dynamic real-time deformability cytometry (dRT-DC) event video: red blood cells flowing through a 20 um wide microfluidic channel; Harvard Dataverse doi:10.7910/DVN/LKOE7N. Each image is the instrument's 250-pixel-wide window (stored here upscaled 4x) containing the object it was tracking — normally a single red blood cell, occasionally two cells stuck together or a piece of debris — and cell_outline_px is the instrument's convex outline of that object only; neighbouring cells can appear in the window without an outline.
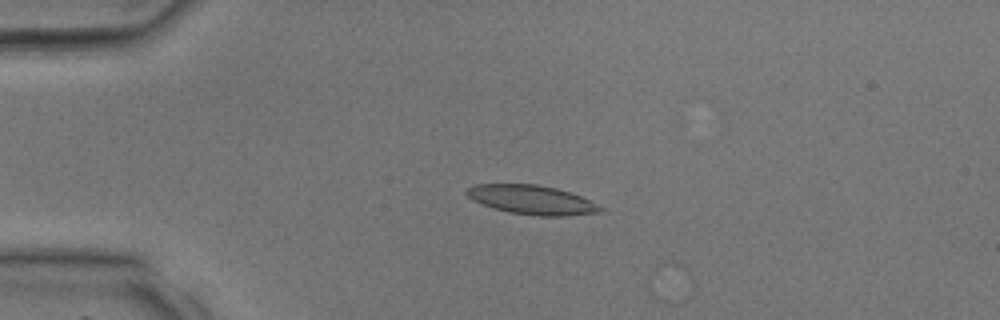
{"species": "common noctule bat (a hibernating species)", "species_latin": "Nyctalus noctula", "temperature_condition": "room temperature", "stored_images_in_passage": 16, "camera_frame_rate_fps": 3000, "um_per_image_px": 0.085, "animal": {"sex": "male", "body_mass_g": 17.9, "forearm_length_mm": 54.2}, "frame": {"image": 1, "passage_image": 1, "time_ms": 0.0, "image_size_px": [1000, 320], "cell_outline_px": [[604, 208], [600, 212], [564, 216], [536, 216], [508, 212], [472, 200], [464, 192], [468, 188], [476, 184], [536, 184], [556, 188], [580, 196]], "centroid_in_image_um": [45.19, 16.98], "position_along_channel_um": 39.8, "area_um2": 22.43}}
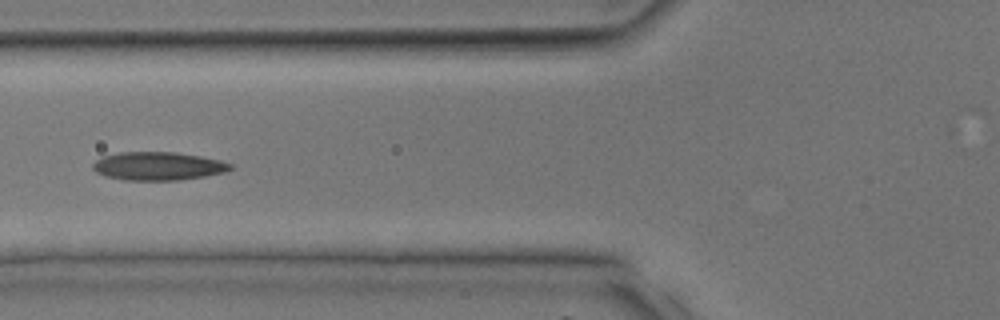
{"frame": {"image": 2, "passage_image": 7, "time_ms": 2.0, "image_size_px": [1000, 320], "cell_outline_px": [[232, 168], [224, 172], [204, 176], [180, 180], [124, 180], [108, 176], [96, 172], [92, 168], [92, 164], [96, 160], [104, 156], [120, 152], [176, 152], [200, 156], [220, 160], [232, 164]], "centroid_in_image_um": [13.43, 14.11], "position_along_channel_um": 112.4, "area_um2": 22.54}}